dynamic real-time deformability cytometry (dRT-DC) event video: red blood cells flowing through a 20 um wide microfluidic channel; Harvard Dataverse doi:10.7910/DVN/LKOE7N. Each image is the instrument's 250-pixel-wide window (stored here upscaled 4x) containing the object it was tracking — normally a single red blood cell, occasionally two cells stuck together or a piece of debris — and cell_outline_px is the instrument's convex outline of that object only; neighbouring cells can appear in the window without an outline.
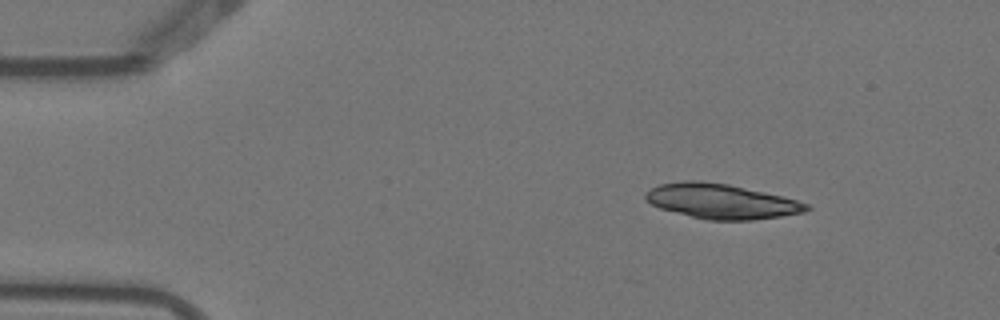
{"species": "Egyptian fruit bat (a non-hibernating species)", "species_latin": "Rousettus aegyptiacus", "temperature_condition": "warm", "stored_images_in_passage": 3, "camera_frame_rate_fps": 3000, "um_per_image_px": 0.085, "animal": {"sex": "female"}, "frame": {"image": 1, "passage_image": 1, "time_ms": 0.0, "image_size_px": [1000, 320], "cell_outline_px": [[812, 208], [804, 212], [780, 216], [752, 220], [708, 220], [660, 208], [652, 204], [644, 196], [644, 192], [660, 184], [684, 180], [700, 180], [728, 184], [764, 192], [796, 200], [808, 204]], "centroid_in_image_um": [61.3, 17.1], "position_along_channel_um": 23.7, "area_um2": 32.37}}